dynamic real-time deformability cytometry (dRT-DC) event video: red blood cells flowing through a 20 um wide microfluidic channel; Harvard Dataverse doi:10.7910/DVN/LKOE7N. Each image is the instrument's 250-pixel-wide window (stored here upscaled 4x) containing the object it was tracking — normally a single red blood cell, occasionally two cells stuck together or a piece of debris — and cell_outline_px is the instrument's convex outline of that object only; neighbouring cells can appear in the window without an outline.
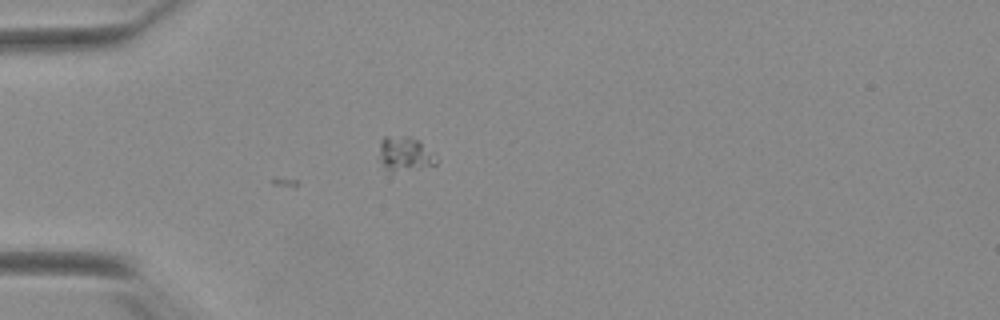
{"species": "Egyptian fruit bat (a non-hibernating species)", "species_latin": "Rousettus aegyptiacus", "temperature_condition": "warm", "stored_images_in_passage": 3, "camera_frame_rate_fps": 3000, "um_per_image_px": 0.085, "animal": {"sex": "female"}, "frame": {"image": 1, "passage_image": 1, "time_ms": 0.0, "image_size_px": [1000, 320], "cell_outline_px": [[436, 164], [392, 172], [384, 168], [380, 160], [380, 140], [384, 136], [388, 136], [420, 140], [432, 152]], "centroid_in_image_um": [34.36, 13.08], "position_along_channel_um": 50.6, "area_um2": 10.92}}